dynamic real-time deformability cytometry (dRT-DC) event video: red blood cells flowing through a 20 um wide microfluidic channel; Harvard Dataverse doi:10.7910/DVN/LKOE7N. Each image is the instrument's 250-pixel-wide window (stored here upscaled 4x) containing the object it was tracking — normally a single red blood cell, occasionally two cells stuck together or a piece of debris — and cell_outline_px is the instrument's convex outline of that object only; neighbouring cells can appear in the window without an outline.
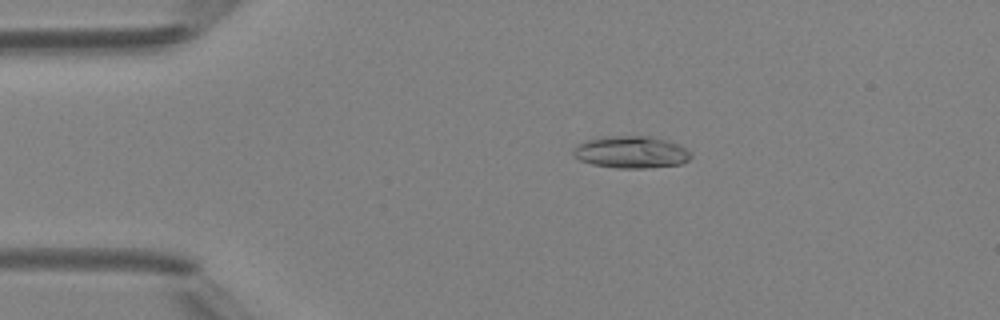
{"species": "Egyptian fruit bat (a non-hibernating species)", "species_latin": "Rousettus aegyptiacus", "temperature_condition": "room temperature", "stored_images_in_passage": 3, "camera_frame_rate_fps": 3000, "um_per_image_px": 0.085, "animal": {"sex": "female"}, "frame": {"image": 1, "passage_image": 2, "time_ms": 1.0, "image_size_px": [1000, 320], "cell_outline_px": [[692, 156], [688, 160], [680, 164], [648, 168], [616, 168], [592, 164], [580, 160], [572, 156], [572, 148], [576, 144], [584, 140], [600, 136], [648, 136], [668, 140], [684, 148]], "centroid_in_image_um": [53.56, 12.92], "position_along_channel_um": 31.4, "area_um2": 22.2}}